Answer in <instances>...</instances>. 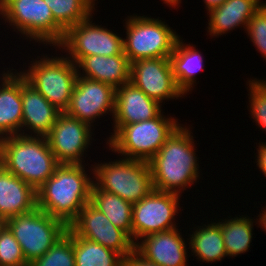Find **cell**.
Returning <instances> with one entry per match:
<instances>
[{
  "label": "cell",
  "mask_w": 266,
  "mask_h": 266,
  "mask_svg": "<svg viewBox=\"0 0 266 266\" xmlns=\"http://www.w3.org/2000/svg\"><path fill=\"white\" fill-rule=\"evenodd\" d=\"M247 37L256 47V51L261 53V57L266 62V3L255 12L248 22L245 30Z\"/></svg>",
  "instance_id": "32"
},
{
  "label": "cell",
  "mask_w": 266,
  "mask_h": 266,
  "mask_svg": "<svg viewBox=\"0 0 266 266\" xmlns=\"http://www.w3.org/2000/svg\"><path fill=\"white\" fill-rule=\"evenodd\" d=\"M256 148L255 150L257 151L255 154V163H257V167L260 173H263V176L266 177V142H261L259 140V143H256ZM257 154V155H256ZM257 157V158H256Z\"/></svg>",
  "instance_id": "34"
},
{
  "label": "cell",
  "mask_w": 266,
  "mask_h": 266,
  "mask_svg": "<svg viewBox=\"0 0 266 266\" xmlns=\"http://www.w3.org/2000/svg\"><path fill=\"white\" fill-rule=\"evenodd\" d=\"M116 88L112 85L78 76L72 91L68 115L95 127L94 123L102 116L115 112Z\"/></svg>",
  "instance_id": "13"
},
{
  "label": "cell",
  "mask_w": 266,
  "mask_h": 266,
  "mask_svg": "<svg viewBox=\"0 0 266 266\" xmlns=\"http://www.w3.org/2000/svg\"><path fill=\"white\" fill-rule=\"evenodd\" d=\"M36 207V190L0 164V217L5 221Z\"/></svg>",
  "instance_id": "21"
},
{
  "label": "cell",
  "mask_w": 266,
  "mask_h": 266,
  "mask_svg": "<svg viewBox=\"0 0 266 266\" xmlns=\"http://www.w3.org/2000/svg\"><path fill=\"white\" fill-rule=\"evenodd\" d=\"M77 236L99 243L119 253L122 257L134 249L131 237L111 221L90 202L79 212L78 216L68 225Z\"/></svg>",
  "instance_id": "15"
},
{
  "label": "cell",
  "mask_w": 266,
  "mask_h": 266,
  "mask_svg": "<svg viewBox=\"0 0 266 266\" xmlns=\"http://www.w3.org/2000/svg\"><path fill=\"white\" fill-rule=\"evenodd\" d=\"M89 165L88 169L86 164H60L36 190L37 208L68 226L90 202L93 166ZM89 170L90 173L87 172Z\"/></svg>",
  "instance_id": "2"
},
{
  "label": "cell",
  "mask_w": 266,
  "mask_h": 266,
  "mask_svg": "<svg viewBox=\"0 0 266 266\" xmlns=\"http://www.w3.org/2000/svg\"><path fill=\"white\" fill-rule=\"evenodd\" d=\"M75 266H122L123 257L105 246L73 233Z\"/></svg>",
  "instance_id": "27"
},
{
  "label": "cell",
  "mask_w": 266,
  "mask_h": 266,
  "mask_svg": "<svg viewBox=\"0 0 266 266\" xmlns=\"http://www.w3.org/2000/svg\"><path fill=\"white\" fill-rule=\"evenodd\" d=\"M266 1L261 0H225L221 5L209 10L207 34L212 38L231 33L235 28H244L251 17Z\"/></svg>",
  "instance_id": "20"
},
{
  "label": "cell",
  "mask_w": 266,
  "mask_h": 266,
  "mask_svg": "<svg viewBox=\"0 0 266 266\" xmlns=\"http://www.w3.org/2000/svg\"><path fill=\"white\" fill-rule=\"evenodd\" d=\"M90 203L132 239L133 204L115 194L100 190L94 183L91 189Z\"/></svg>",
  "instance_id": "26"
},
{
  "label": "cell",
  "mask_w": 266,
  "mask_h": 266,
  "mask_svg": "<svg viewBox=\"0 0 266 266\" xmlns=\"http://www.w3.org/2000/svg\"><path fill=\"white\" fill-rule=\"evenodd\" d=\"M227 217L225 219H218L217 222L221 227L227 256L233 258L247 251L249 252L251 249L250 245H252L251 242L254 234L253 226L256 225L254 224L256 223V218L249 217L247 214L241 216L237 214L235 217L229 215Z\"/></svg>",
  "instance_id": "25"
},
{
  "label": "cell",
  "mask_w": 266,
  "mask_h": 266,
  "mask_svg": "<svg viewBox=\"0 0 266 266\" xmlns=\"http://www.w3.org/2000/svg\"><path fill=\"white\" fill-rule=\"evenodd\" d=\"M180 37L169 59L177 86L185 95L197 85V74L204 70V57L195 44H186ZM196 84V85H195Z\"/></svg>",
  "instance_id": "23"
},
{
  "label": "cell",
  "mask_w": 266,
  "mask_h": 266,
  "mask_svg": "<svg viewBox=\"0 0 266 266\" xmlns=\"http://www.w3.org/2000/svg\"><path fill=\"white\" fill-rule=\"evenodd\" d=\"M98 0H44L54 20L66 31L71 26L95 15Z\"/></svg>",
  "instance_id": "28"
},
{
  "label": "cell",
  "mask_w": 266,
  "mask_h": 266,
  "mask_svg": "<svg viewBox=\"0 0 266 266\" xmlns=\"http://www.w3.org/2000/svg\"><path fill=\"white\" fill-rule=\"evenodd\" d=\"M0 164L37 190L60 165L46 137L13 135L0 139Z\"/></svg>",
  "instance_id": "3"
},
{
  "label": "cell",
  "mask_w": 266,
  "mask_h": 266,
  "mask_svg": "<svg viewBox=\"0 0 266 266\" xmlns=\"http://www.w3.org/2000/svg\"><path fill=\"white\" fill-rule=\"evenodd\" d=\"M205 4L206 12L221 5L225 0H203Z\"/></svg>",
  "instance_id": "36"
},
{
  "label": "cell",
  "mask_w": 266,
  "mask_h": 266,
  "mask_svg": "<svg viewBox=\"0 0 266 266\" xmlns=\"http://www.w3.org/2000/svg\"><path fill=\"white\" fill-rule=\"evenodd\" d=\"M257 80H258V81H259L264 87H266V80H265V79L262 80L261 78H260V79L258 78Z\"/></svg>",
  "instance_id": "38"
},
{
  "label": "cell",
  "mask_w": 266,
  "mask_h": 266,
  "mask_svg": "<svg viewBox=\"0 0 266 266\" xmlns=\"http://www.w3.org/2000/svg\"><path fill=\"white\" fill-rule=\"evenodd\" d=\"M5 225L20 244L28 264L45 254L63 236L68 226L39 208L10 217Z\"/></svg>",
  "instance_id": "9"
},
{
  "label": "cell",
  "mask_w": 266,
  "mask_h": 266,
  "mask_svg": "<svg viewBox=\"0 0 266 266\" xmlns=\"http://www.w3.org/2000/svg\"><path fill=\"white\" fill-rule=\"evenodd\" d=\"M182 195L153 189L146 197L133 204L132 241L150 234L178 228L176 218L182 213L180 206ZM176 215V216H175Z\"/></svg>",
  "instance_id": "11"
},
{
  "label": "cell",
  "mask_w": 266,
  "mask_h": 266,
  "mask_svg": "<svg viewBox=\"0 0 266 266\" xmlns=\"http://www.w3.org/2000/svg\"><path fill=\"white\" fill-rule=\"evenodd\" d=\"M189 126L181 124L149 160L155 190L182 195L199 182L201 167Z\"/></svg>",
  "instance_id": "1"
},
{
  "label": "cell",
  "mask_w": 266,
  "mask_h": 266,
  "mask_svg": "<svg viewBox=\"0 0 266 266\" xmlns=\"http://www.w3.org/2000/svg\"><path fill=\"white\" fill-rule=\"evenodd\" d=\"M164 4H167L170 8H176L180 7V4L182 3V0H161Z\"/></svg>",
  "instance_id": "37"
},
{
  "label": "cell",
  "mask_w": 266,
  "mask_h": 266,
  "mask_svg": "<svg viewBox=\"0 0 266 266\" xmlns=\"http://www.w3.org/2000/svg\"><path fill=\"white\" fill-rule=\"evenodd\" d=\"M130 82L163 106L171 99L186 96L176 84L169 58H147L132 62Z\"/></svg>",
  "instance_id": "14"
},
{
  "label": "cell",
  "mask_w": 266,
  "mask_h": 266,
  "mask_svg": "<svg viewBox=\"0 0 266 266\" xmlns=\"http://www.w3.org/2000/svg\"><path fill=\"white\" fill-rule=\"evenodd\" d=\"M0 16L23 40L38 42L39 46L54 48L65 34L44 0H0Z\"/></svg>",
  "instance_id": "6"
},
{
  "label": "cell",
  "mask_w": 266,
  "mask_h": 266,
  "mask_svg": "<svg viewBox=\"0 0 266 266\" xmlns=\"http://www.w3.org/2000/svg\"><path fill=\"white\" fill-rule=\"evenodd\" d=\"M247 91L248 93V102L249 106L247 108L249 110V114L251 118L254 119L257 128L260 130L265 131L266 134V87H264L257 78L252 77L248 79L246 82Z\"/></svg>",
  "instance_id": "30"
},
{
  "label": "cell",
  "mask_w": 266,
  "mask_h": 266,
  "mask_svg": "<svg viewBox=\"0 0 266 266\" xmlns=\"http://www.w3.org/2000/svg\"><path fill=\"white\" fill-rule=\"evenodd\" d=\"M122 266H159L144 258L139 252L133 249L123 257Z\"/></svg>",
  "instance_id": "33"
},
{
  "label": "cell",
  "mask_w": 266,
  "mask_h": 266,
  "mask_svg": "<svg viewBox=\"0 0 266 266\" xmlns=\"http://www.w3.org/2000/svg\"><path fill=\"white\" fill-rule=\"evenodd\" d=\"M29 266H75L73 250V232L67 228L66 233L40 258Z\"/></svg>",
  "instance_id": "29"
},
{
  "label": "cell",
  "mask_w": 266,
  "mask_h": 266,
  "mask_svg": "<svg viewBox=\"0 0 266 266\" xmlns=\"http://www.w3.org/2000/svg\"><path fill=\"white\" fill-rule=\"evenodd\" d=\"M4 69L0 74V139L21 135L22 126L21 74Z\"/></svg>",
  "instance_id": "19"
},
{
  "label": "cell",
  "mask_w": 266,
  "mask_h": 266,
  "mask_svg": "<svg viewBox=\"0 0 266 266\" xmlns=\"http://www.w3.org/2000/svg\"><path fill=\"white\" fill-rule=\"evenodd\" d=\"M201 225L192 227L193 231L189 228L192 234L185 235L190 237L189 239L186 237L189 241V249L193 253L190 252L189 254L195 255L193 258L196 257L198 262L208 264L217 261L221 262L227 257V252L220 225L217 220L216 222L214 220L210 221V223L207 221L205 224L202 222Z\"/></svg>",
  "instance_id": "24"
},
{
  "label": "cell",
  "mask_w": 266,
  "mask_h": 266,
  "mask_svg": "<svg viewBox=\"0 0 266 266\" xmlns=\"http://www.w3.org/2000/svg\"><path fill=\"white\" fill-rule=\"evenodd\" d=\"M76 66L78 76L104 82L114 88L130 81L131 63L124 51L114 56L93 55L83 57Z\"/></svg>",
  "instance_id": "22"
},
{
  "label": "cell",
  "mask_w": 266,
  "mask_h": 266,
  "mask_svg": "<svg viewBox=\"0 0 266 266\" xmlns=\"http://www.w3.org/2000/svg\"><path fill=\"white\" fill-rule=\"evenodd\" d=\"M93 14L65 31L62 41L54 48L66 53L75 65L83 58L93 55L114 56L124 51L123 37L114 29L93 22ZM64 51V52H63Z\"/></svg>",
  "instance_id": "10"
},
{
  "label": "cell",
  "mask_w": 266,
  "mask_h": 266,
  "mask_svg": "<svg viewBox=\"0 0 266 266\" xmlns=\"http://www.w3.org/2000/svg\"><path fill=\"white\" fill-rule=\"evenodd\" d=\"M93 183L131 204L146 197L154 188L149 161L119 157L108 162H94ZM100 163V164H99Z\"/></svg>",
  "instance_id": "7"
},
{
  "label": "cell",
  "mask_w": 266,
  "mask_h": 266,
  "mask_svg": "<svg viewBox=\"0 0 266 266\" xmlns=\"http://www.w3.org/2000/svg\"><path fill=\"white\" fill-rule=\"evenodd\" d=\"M21 135L46 137L58 119L59 111L21 75Z\"/></svg>",
  "instance_id": "18"
},
{
  "label": "cell",
  "mask_w": 266,
  "mask_h": 266,
  "mask_svg": "<svg viewBox=\"0 0 266 266\" xmlns=\"http://www.w3.org/2000/svg\"><path fill=\"white\" fill-rule=\"evenodd\" d=\"M5 221L0 217V229L4 226Z\"/></svg>",
  "instance_id": "39"
},
{
  "label": "cell",
  "mask_w": 266,
  "mask_h": 266,
  "mask_svg": "<svg viewBox=\"0 0 266 266\" xmlns=\"http://www.w3.org/2000/svg\"><path fill=\"white\" fill-rule=\"evenodd\" d=\"M181 230L175 228L145 236L134 244V249L159 266H189V241Z\"/></svg>",
  "instance_id": "16"
},
{
  "label": "cell",
  "mask_w": 266,
  "mask_h": 266,
  "mask_svg": "<svg viewBox=\"0 0 266 266\" xmlns=\"http://www.w3.org/2000/svg\"><path fill=\"white\" fill-rule=\"evenodd\" d=\"M0 266H29L20 244L5 224L0 229Z\"/></svg>",
  "instance_id": "31"
},
{
  "label": "cell",
  "mask_w": 266,
  "mask_h": 266,
  "mask_svg": "<svg viewBox=\"0 0 266 266\" xmlns=\"http://www.w3.org/2000/svg\"><path fill=\"white\" fill-rule=\"evenodd\" d=\"M161 112L150 120L121 126L108 140V149L122 158L149 161L182 124Z\"/></svg>",
  "instance_id": "4"
},
{
  "label": "cell",
  "mask_w": 266,
  "mask_h": 266,
  "mask_svg": "<svg viewBox=\"0 0 266 266\" xmlns=\"http://www.w3.org/2000/svg\"><path fill=\"white\" fill-rule=\"evenodd\" d=\"M163 111V105L149 98L130 81L116 88L113 129L108 140L121 126L153 119Z\"/></svg>",
  "instance_id": "17"
},
{
  "label": "cell",
  "mask_w": 266,
  "mask_h": 266,
  "mask_svg": "<svg viewBox=\"0 0 266 266\" xmlns=\"http://www.w3.org/2000/svg\"><path fill=\"white\" fill-rule=\"evenodd\" d=\"M40 54L31 63L23 62L19 73L59 111L69 107L72 91L78 77L77 66L64 54ZM58 55V56H57ZM28 66V67H27Z\"/></svg>",
  "instance_id": "5"
},
{
  "label": "cell",
  "mask_w": 266,
  "mask_h": 266,
  "mask_svg": "<svg viewBox=\"0 0 266 266\" xmlns=\"http://www.w3.org/2000/svg\"><path fill=\"white\" fill-rule=\"evenodd\" d=\"M260 210H261L260 211L261 213H259L258 216H255V217H257L256 218V224L258 225V227L263 229L264 232H266V205H265V207H263Z\"/></svg>",
  "instance_id": "35"
},
{
  "label": "cell",
  "mask_w": 266,
  "mask_h": 266,
  "mask_svg": "<svg viewBox=\"0 0 266 266\" xmlns=\"http://www.w3.org/2000/svg\"><path fill=\"white\" fill-rule=\"evenodd\" d=\"M94 130L87 123L66 112H61L52 130L46 136L57 162L59 164H86L84 160L87 156L86 152L92 142L96 141L93 138Z\"/></svg>",
  "instance_id": "12"
},
{
  "label": "cell",
  "mask_w": 266,
  "mask_h": 266,
  "mask_svg": "<svg viewBox=\"0 0 266 266\" xmlns=\"http://www.w3.org/2000/svg\"><path fill=\"white\" fill-rule=\"evenodd\" d=\"M137 15H127L123 20L126 30L123 47L129 62L147 58H169L180 35L160 17L156 19L144 14Z\"/></svg>",
  "instance_id": "8"
}]
</instances>
